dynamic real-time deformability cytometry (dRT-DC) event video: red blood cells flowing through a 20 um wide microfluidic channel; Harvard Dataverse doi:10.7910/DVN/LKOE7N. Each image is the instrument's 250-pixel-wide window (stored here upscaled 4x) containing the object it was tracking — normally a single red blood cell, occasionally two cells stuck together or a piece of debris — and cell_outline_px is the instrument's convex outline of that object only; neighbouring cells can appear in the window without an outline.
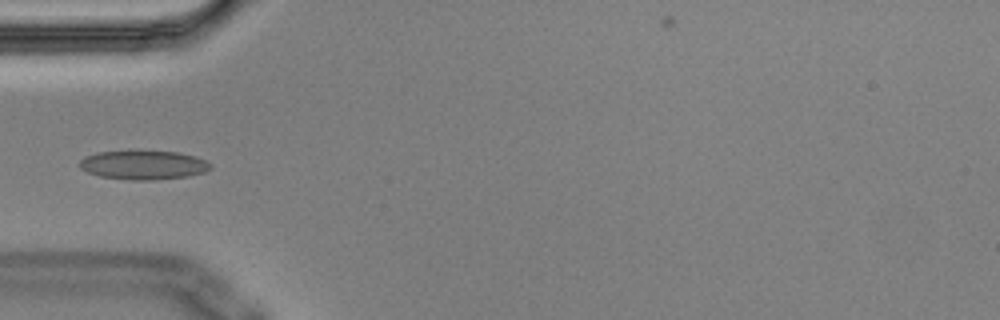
{"species": "Egyptian fruit bat (a non-hibernating species)", "species_latin": "Rousettus aegyptiacus", "temperature_condition": "cold", "stored_images_in_passage": 5, "camera_frame_rate_fps": 3000, "um_per_image_px": 0.085, "animal": {"sex": "male"}, "frame": {"image": 1, "passage_image": 4, "time_ms": 1.0, "image_size_px": [1000, 320], "cell_outline_px": [[212, 168], [204, 172], [188, 176], [156, 180], [132, 180], [100, 176], [88, 172], [80, 168], [80, 160], [84, 156], [96, 152], [128, 148], [180, 152], [196, 156], [212, 164]], "centroid_in_image_um": [12.18, 13.97], "position_along_channel_um": 72.8, "area_um2": 23.12}}